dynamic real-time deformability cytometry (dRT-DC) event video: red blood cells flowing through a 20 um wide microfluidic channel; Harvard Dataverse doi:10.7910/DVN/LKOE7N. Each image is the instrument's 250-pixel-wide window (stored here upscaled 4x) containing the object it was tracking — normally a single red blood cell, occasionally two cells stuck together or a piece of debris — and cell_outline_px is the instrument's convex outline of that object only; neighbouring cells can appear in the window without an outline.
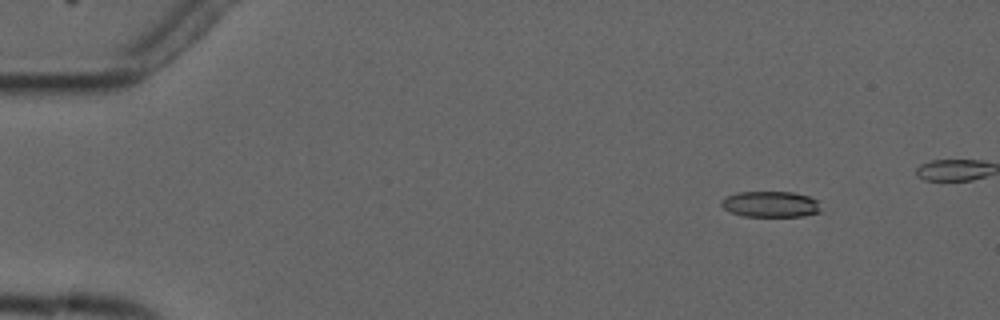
{"species": "common noctule bat (a hibernating species)", "species_latin": "Nyctalus noctula", "temperature_condition": "cold", "stored_images_in_passage": 7, "camera_frame_rate_fps": 3000, "um_per_image_px": 0.085, "animal": {"sex": "male", "forearm_length_mm": 52.5}, "frame": {"image": 1, "passage_image": 1, "time_ms": 0.0, "image_size_px": [1000, 320], "cell_outline_px": [[820, 212], [804, 216], [744, 216], [732, 212], [724, 208], [720, 204], [720, 200], [736, 192], [792, 192], [808, 196], [816, 200]], "centroid_in_image_um": [65.47, 17.35], "position_along_channel_um": 19.5, "area_um2": 14.85}}
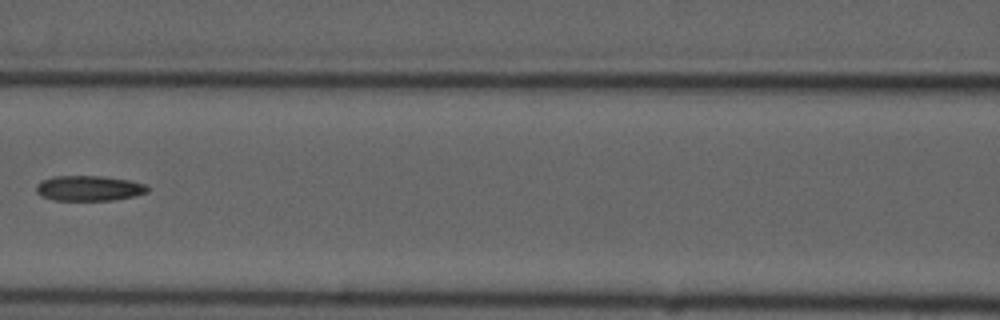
{"frame": {"image": 2, "passage_image": 6, "time_ms": 6.333, "image_size_px": [1000, 320], "cell_outline_px": [[148, 192], [136, 196], [112, 200], [52, 200], [40, 196], [36, 192], [36, 184], [40, 180], [52, 176], [104, 176], [128, 180], [144, 184], [148, 188]], "centroid_in_image_um": [7.51, 16.0], "position_along_channel_um": 159.1, "area_um2": 16.53}}
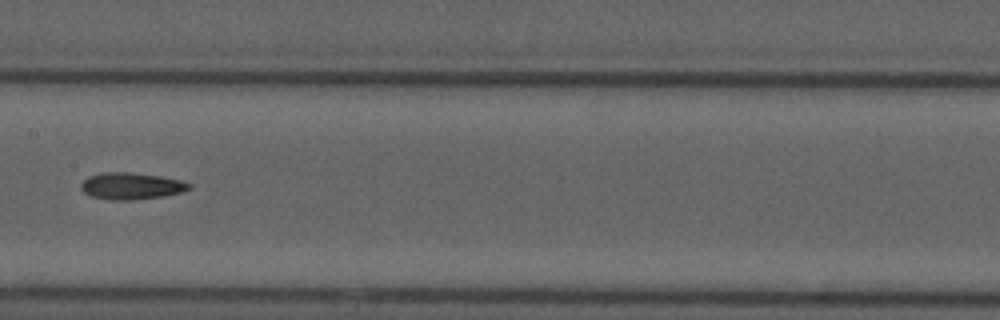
{"frame": {"image": 3, "passage_image": 7, "time_ms": 7.333, "image_size_px": [1000, 320], "cell_outline_px": [[192, 188], [180, 192], [164, 196], [132, 200], [108, 200], [92, 196], [84, 192], [80, 188], [80, 184], [88, 176], [104, 172], [128, 172], [160, 176], [180, 180], [192, 184]], "centroid_in_image_um": [11.15, 15.81], "position_along_channel_um": 196.3, "area_um2": 16.88}}